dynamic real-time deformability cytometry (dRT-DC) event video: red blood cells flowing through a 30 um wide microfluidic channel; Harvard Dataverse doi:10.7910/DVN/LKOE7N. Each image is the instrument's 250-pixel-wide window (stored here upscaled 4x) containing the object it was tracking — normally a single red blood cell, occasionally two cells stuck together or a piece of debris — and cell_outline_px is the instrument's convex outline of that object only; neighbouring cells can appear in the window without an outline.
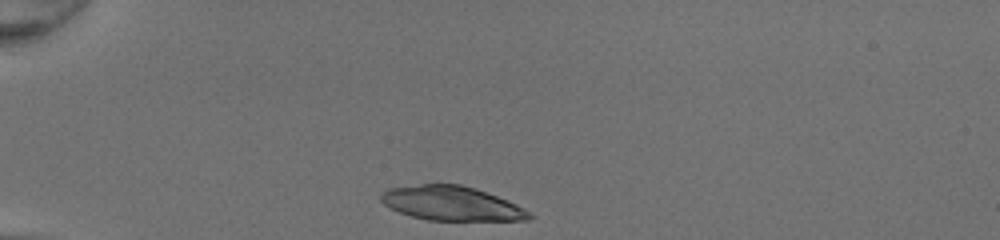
{"species": "common noctule bat (a hibernating species)", "species_latin": "Nyctalus noctula", "temperature_condition": "room temperature", "stored_images_in_passage": 30, "camera_frame_rate_fps": 3000, "um_per_image_px": 0.085, "animal": {"sex": "female", "body_mass_g": 20.0, "forearm_length_mm": 54.0}, "frame": {"image": 1, "passage_image": 1, "time_ms": 0.0, "image_size_px": [1000, 240], "cell_outline_px": [[536, 216], [528, 220], [428, 220], [412, 216], [400, 212], [384, 204], [380, 200], [380, 192], [388, 188], [420, 184], [460, 184], [476, 188], [508, 200], [524, 208]], "centroid_in_image_um": [38.4, 17.28], "position_along_channel_um": 46.6, "area_um2": 29.71}}
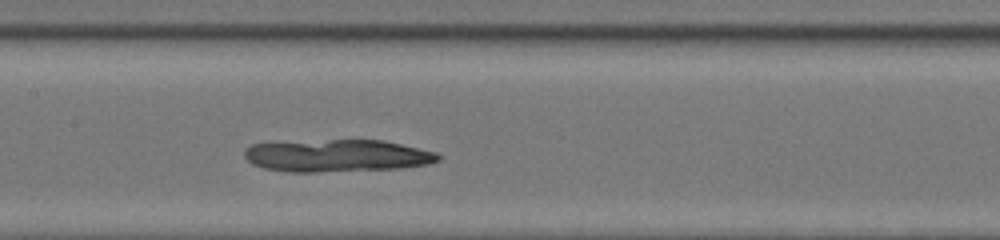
{"frame": {"image": 2, "passage_image": 13, "time_ms": 4.0, "image_size_px": [1000, 240], "cell_outline_px": [[440, 160], [428, 164], [400, 168], [316, 172], [288, 172], [264, 168], [252, 164], [244, 156], [244, 148], [252, 144], [328, 140], [384, 140], [436, 152], [440, 156]], "centroid_in_image_um": [28.65, 13.24], "position_along_channel_um": 178.8, "area_um2": 36.36}}
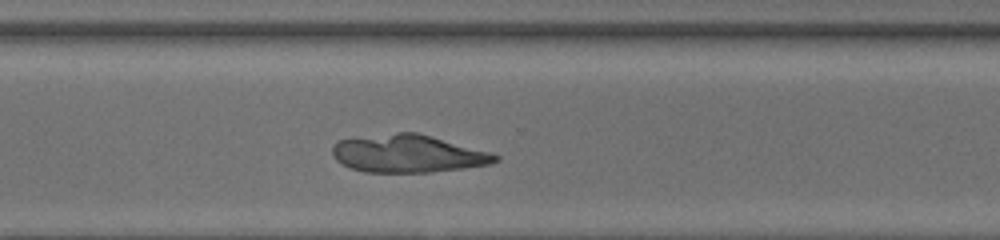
{"frame": {"image": 3, "passage_image": 24, "time_ms": 7.667, "image_size_px": [1000, 240], "cell_outline_px": [[500, 160], [488, 164], [432, 172], [364, 172], [352, 168], [336, 160], [332, 156], [332, 144], [336, 140], [396, 132], [416, 132], [432, 136], [492, 152], [500, 156]], "centroid_in_image_um": [34.66, 13.05], "position_along_channel_um": 335.9, "area_um2": 35.84}}